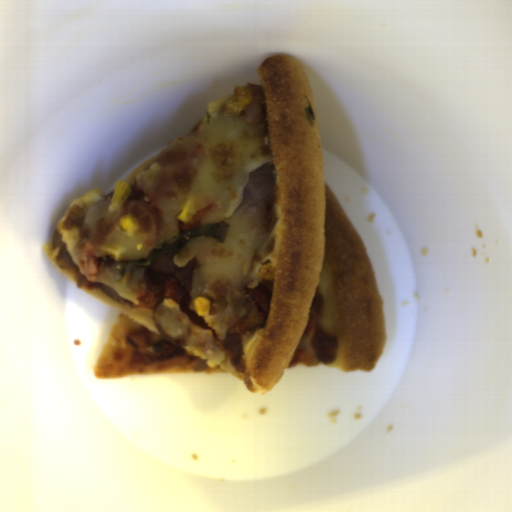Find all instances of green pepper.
Wrapping results in <instances>:
<instances>
[{"mask_svg": "<svg viewBox=\"0 0 512 512\" xmlns=\"http://www.w3.org/2000/svg\"><path fill=\"white\" fill-rule=\"evenodd\" d=\"M230 226L225 222H218L207 226L199 227L191 231L174 236L171 239L160 244L159 248L151 250L147 259H140L134 262L135 268L149 267L154 261L167 252L182 248L193 238H213L219 242H224Z\"/></svg>", "mask_w": 512, "mask_h": 512, "instance_id": "green-pepper-1", "label": "green pepper"}]
</instances>
